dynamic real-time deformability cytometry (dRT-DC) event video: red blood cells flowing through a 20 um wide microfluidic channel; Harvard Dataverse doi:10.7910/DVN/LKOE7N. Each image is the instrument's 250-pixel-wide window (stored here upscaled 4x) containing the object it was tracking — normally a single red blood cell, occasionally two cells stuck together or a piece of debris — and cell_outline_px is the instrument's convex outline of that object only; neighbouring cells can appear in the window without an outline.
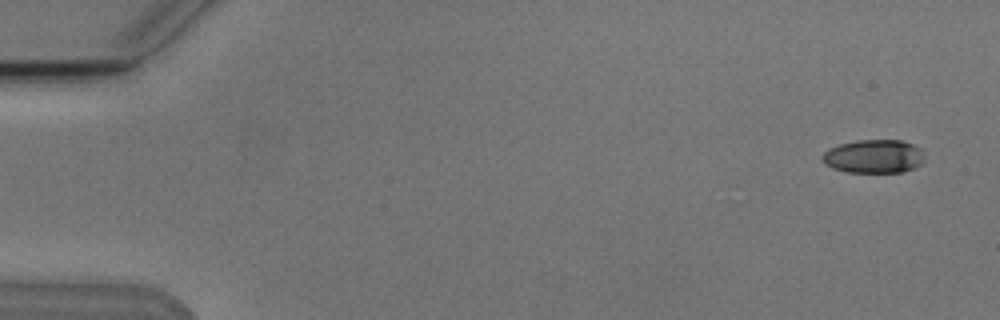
{"species": "Egyptian fruit bat (a non-hibernating species)", "species_latin": "Rousettus aegyptiacus", "temperature_condition": "cold", "stored_images_in_passage": 6, "camera_frame_rate_fps": 3000, "um_per_image_px": 0.085, "animal": {"sex": "male"}, "frame": {"image": 1, "passage_image": 1, "time_ms": 0.0, "image_size_px": [1000, 320], "cell_outline_px": [[924, 160], [916, 168], [904, 172], [848, 172], [832, 168], [824, 164], [820, 156], [828, 148], [840, 144], [856, 140], [904, 140], [920, 148], [924, 156]], "centroid_in_image_um": [74.26, 13.29], "position_along_channel_um": 10.7, "area_um2": 20.23}}
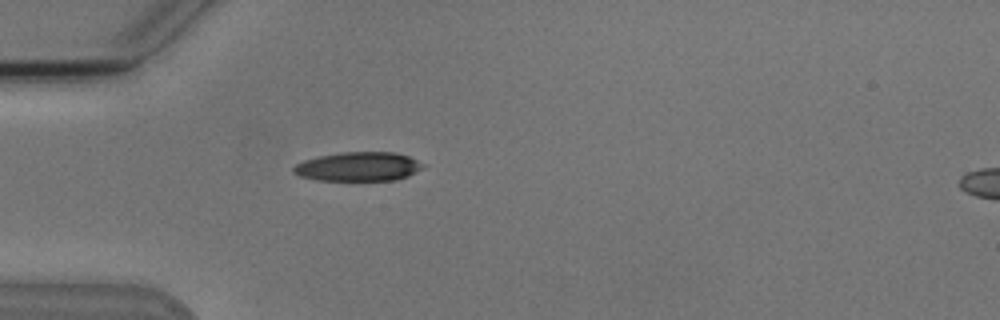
{"frame": {"image": 2, "passage_image": 5, "time_ms": 4.667, "image_size_px": [1000, 320], "cell_outline_px": [[424, 168], [408, 176], [396, 180], [320, 180], [300, 176], [292, 172], [292, 168], [296, 164], [304, 160], [320, 156], [340, 152], [396, 152], [408, 156], [424, 164]], "centroid_in_image_um": [30.48, 14.16], "position_along_channel_um": 54.5, "area_um2": 21.91}}